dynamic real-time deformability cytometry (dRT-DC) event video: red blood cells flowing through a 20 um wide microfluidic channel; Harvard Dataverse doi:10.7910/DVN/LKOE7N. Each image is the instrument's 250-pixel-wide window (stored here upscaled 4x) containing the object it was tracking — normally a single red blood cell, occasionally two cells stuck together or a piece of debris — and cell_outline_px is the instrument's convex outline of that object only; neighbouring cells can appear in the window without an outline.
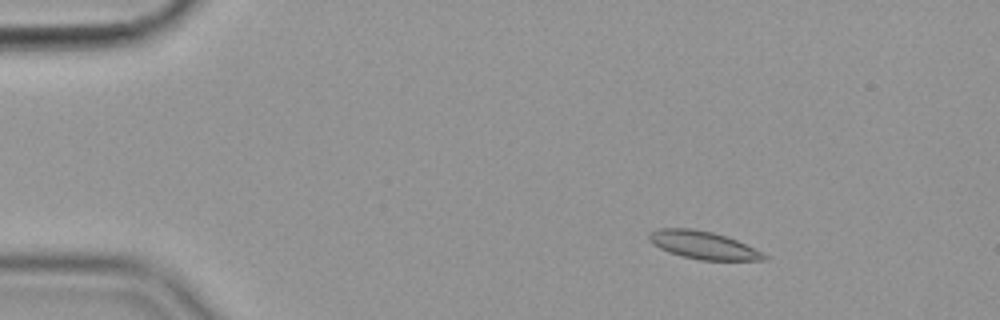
{"species": "common noctule bat (a hibernating species)", "species_latin": "Nyctalus noctula", "temperature_condition": "cold", "stored_images_in_passage": 56, "camera_frame_rate_fps": 3000, "um_per_image_px": 0.085, "animal": {"sex": "female", "body_mass_g": 19.9}, "frame": {"image": 1, "passage_image": 8, "time_ms": 2.333, "image_size_px": [1000, 320], "cell_outline_px": [[768, 260], [700, 260], [668, 252], [652, 244], [648, 240], [648, 236], [656, 228], [692, 228], [712, 232], [736, 240], [768, 256]], "centroid_in_image_um": [59.72, 20.83], "position_along_channel_um": 25.3, "area_um2": 18.38}}
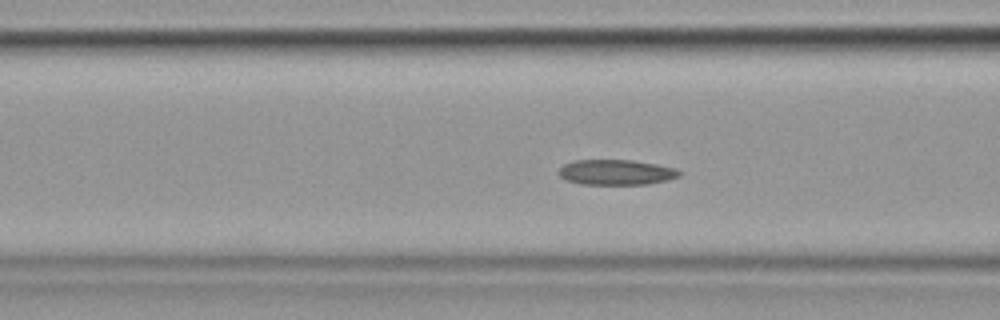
{"frame": {"image": 2, "passage_image": 22, "time_ms": 7.0, "image_size_px": [1000, 320], "cell_outline_px": [[684, 172], [680, 176], [668, 180], [648, 184], [580, 184], [564, 180], [556, 172], [564, 164], [572, 160], [632, 160], [656, 164], [676, 168]], "centroid_in_image_um": [52.37, 14.64], "position_along_channel_um": 114.2, "area_um2": 18.03}}
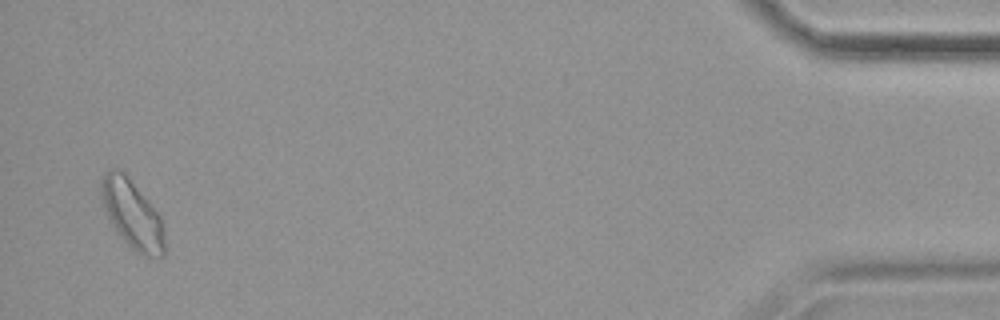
{"frame": {"image": 3, "passage_image": 55, "time_ms": 18.0, "image_size_px": [1000, 320], "cell_outline_px": [[164, 256], [144, 256], [136, 252], [112, 228], [104, 208], [100, 192], [100, 180], [104, 172], [112, 168], [120, 168], [124, 172], [160, 216], [164, 236]], "centroid_in_image_um": [11.19, 18.19], "position_along_channel_um": 424.0, "area_um2": 25.14}, "authors_computed_cell_mechanics": {"area_um2": 18.3804, "velocity_mm_per_s": 3.5313, "shape_relaxation_time_tau1_ms": null, "shape_relaxation_time_tau2_ms": 5.6198, "deformation_change_tau1": null, "deformation_change_tau2": 0.1174}}